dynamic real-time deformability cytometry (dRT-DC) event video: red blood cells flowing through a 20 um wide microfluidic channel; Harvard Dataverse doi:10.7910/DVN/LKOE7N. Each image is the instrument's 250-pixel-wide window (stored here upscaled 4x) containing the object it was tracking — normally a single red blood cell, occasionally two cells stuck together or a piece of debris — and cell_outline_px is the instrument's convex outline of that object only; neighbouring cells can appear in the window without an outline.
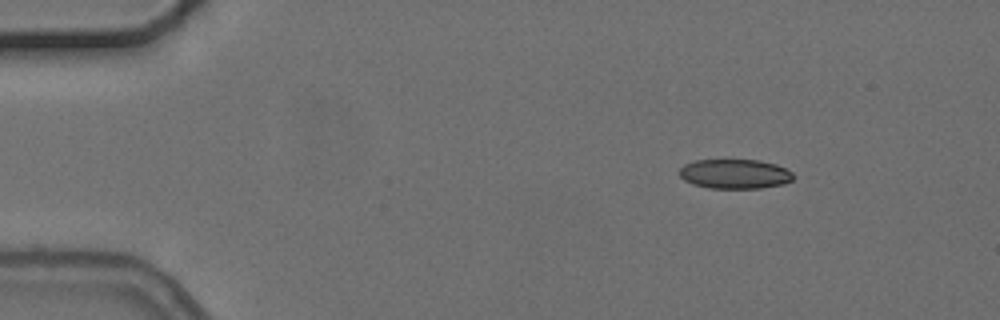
{"species": "common noctule bat (a hibernating species)", "species_latin": "Nyctalus noctula", "temperature_condition": "cold", "stored_images_in_passage": 8, "camera_frame_rate_fps": 3000, "um_per_image_px": 0.085, "animal": {"sex": "female", "body_mass_g": 24.6, "forearm_length_mm": 56.2}, "frame": {"image": 1, "passage_image": 1, "time_ms": 0.0, "image_size_px": [1000, 320], "cell_outline_px": [[796, 176], [792, 180], [784, 184], [760, 188], [708, 188], [692, 184], [684, 180], [680, 176], [680, 168], [684, 164], [696, 160], [760, 160], [776, 164], [792, 172]], "centroid_in_image_um": [62.47, 14.78], "position_along_channel_um": 22.5, "area_um2": 19.71}}
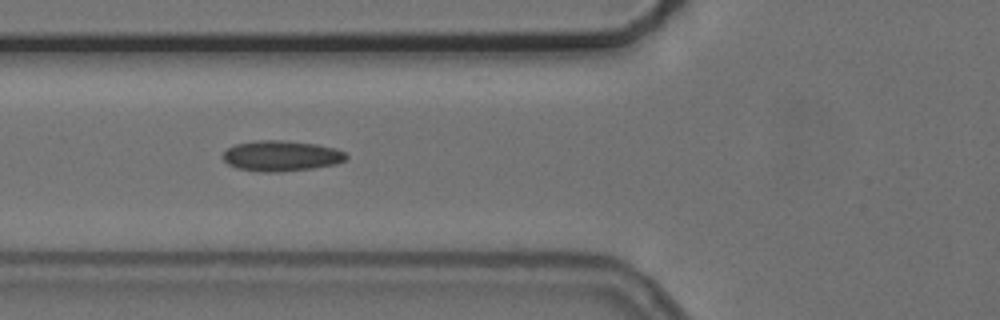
{"frame": {"image": 2, "passage_image": 4, "time_ms": 4.333, "image_size_px": [1000, 320], "cell_outline_px": [[348, 156], [344, 160], [336, 164], [312, 168], [280, 172], [260, 172], [236, 168], [228, 164], [224, 160], [224, 152], [228, 148], [236, 144], [256, 140], [288, 140], [316, 144], [336, 148], [344, 152]], "centroid_in_image_um": [23.91, 13.24], "position_along_channel_um": 101.9, "area_um2": 22.02}}
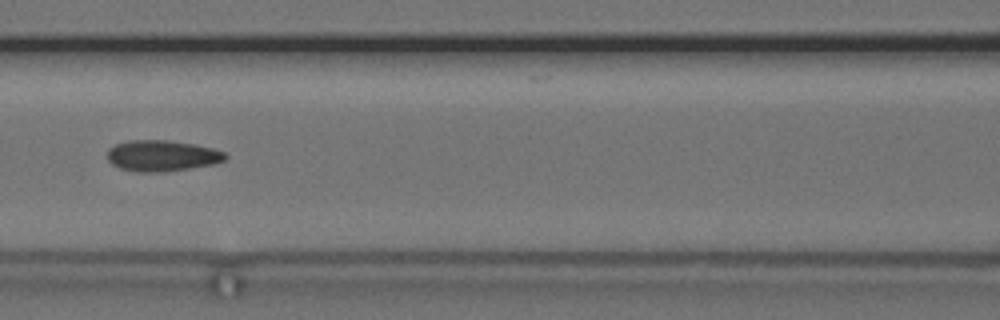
{"frame": {"image": 3, "passage_image": 5, "time_ms": 5.667, "image_size_px": [1000, 320], "cell_outline_px": [[228, 156], [224, 160], [212, 164], [164, 172], [136, 172], [120, 168], [112, 164], [108, 160], [108, 148], [116, 144], [128, 140], [164, 140], [192, 144], [212, 148], [224, 152]], "centroid_in_image_um": [13.73, 13.24], "position_along_channel_um": 152.9, "area_um2": 21.15}}